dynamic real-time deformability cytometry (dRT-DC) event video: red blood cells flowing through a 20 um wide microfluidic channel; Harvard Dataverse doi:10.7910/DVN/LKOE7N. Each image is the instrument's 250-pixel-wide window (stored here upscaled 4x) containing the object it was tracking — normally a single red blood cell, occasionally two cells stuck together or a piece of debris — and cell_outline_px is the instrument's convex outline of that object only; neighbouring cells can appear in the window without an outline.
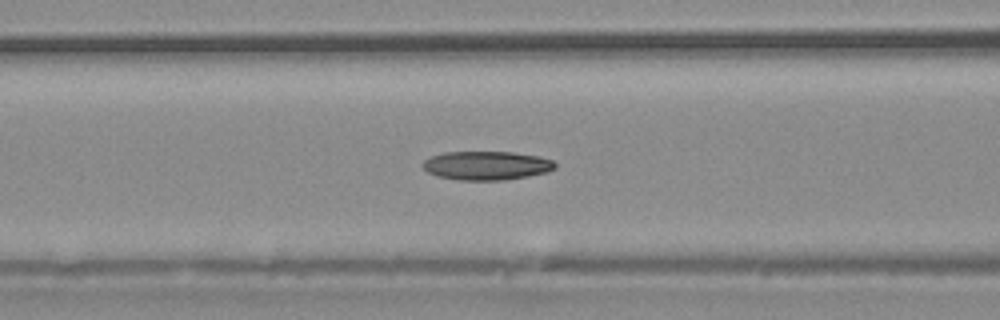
{"species": "common noctule bat (a hibernating species)", "species_latin": "Nyctalus noctula", "temperature_condition": "warm", "stored_images_in_passage": 39, "camera_frame_rate_fps": 3000, "um_per_image_px": 0.085, "animal": {"sex": "male", "body_mass_g": 20.4}, "frame": {"image": 1, "passage_image": 15, "time_ms": 4.667, "image_size_px": [1000, 320], "cell_outline_px": [[556, 168], [548, 172], [504, 180], [456, 180], [436, 176], [428, 172], [420, 164], [424, 160], [432, 156], [444, 152], [512, 152], [540, 156], [552, 160], [556, 164]], "centroid_in_image_um": [41.35, 14.07], "position_along_channel_um": 125.3, "area_um2": 22.31}}
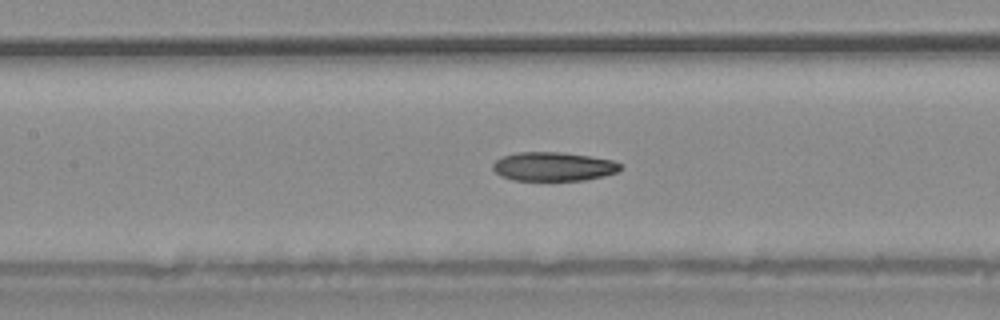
{"frame": {"image": 2, "passage_image": 17, "time_ms": 5.333, "image_size_px": [1000, 320], "cell_outline_px": [[620, 168], [616, 172], [604, 176], [584, 180], [512, 180], [500, 176], [492, 168], [492, 164], [496, 160], [504, 156], [516, 152], [564, 152], [612, 160], [620, 164]], "centroid_in_image_um": [47.0, 14.15], "position_along_channel_um": 160.4, "area_um2": 21.39}}
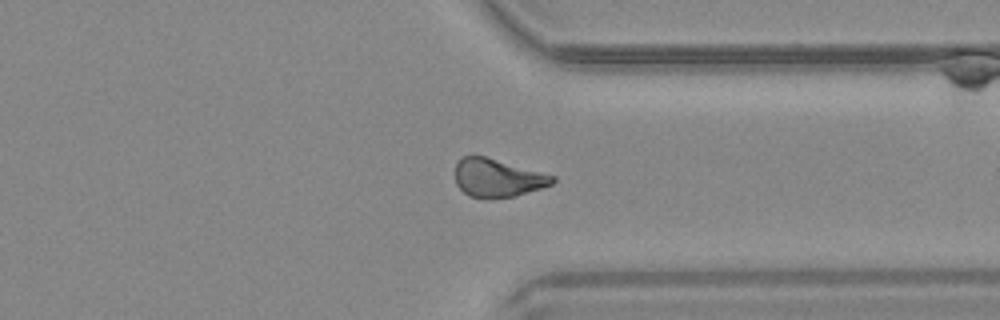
{"frame": {"image": 3, "passage_image": 29, "time_ms": 9.333, "image_size_px": [1000, 320], "cell_outline_px": [[556, 180], [552, 184], [516, 196], [468, 196], [456, 184], [456, 160], [464, 156], [484, 156], [556, 176]], "centroid_in_image_um": [42.29, 15.09], "position_along_channel_um": 369.1, "area_um2": 21.1}}